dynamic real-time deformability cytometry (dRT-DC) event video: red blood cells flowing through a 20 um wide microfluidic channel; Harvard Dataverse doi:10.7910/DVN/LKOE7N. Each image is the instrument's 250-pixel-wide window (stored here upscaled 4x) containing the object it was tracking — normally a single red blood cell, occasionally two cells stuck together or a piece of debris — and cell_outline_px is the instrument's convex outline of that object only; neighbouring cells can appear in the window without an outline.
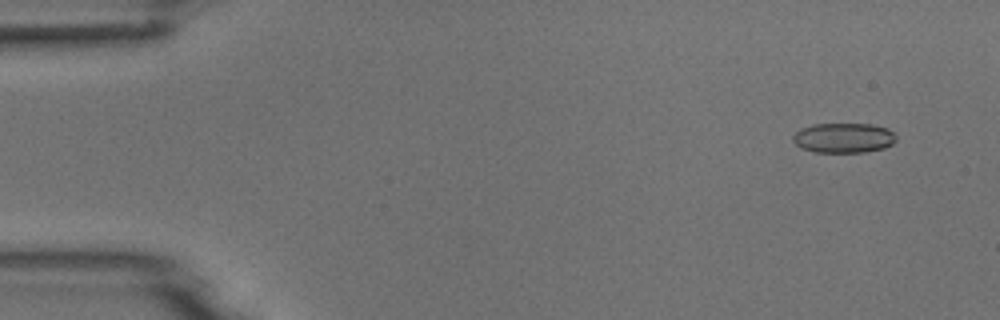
{"species": "common noctule bat (a hibernating species)", "species_latin": "Nyctalus noctula", "temperature_condition": "room temperature", "stored_images_in_passage": 6, "camera_frame_rate_fps": 3000, "um_per_image_px": 0.085, "animal": {"sex": "male", "body_mass_g": 18.8}, "frame": {"image": 1, "passage_image": 2, "time_ms": 0.333, "image_size_px": [1000, 320], "cell_outline_px": [[896, 140], [892, 144], [884, 148], [864, 152], [812, 152], [800, 148], [792, 140], [792, 136], [800, 128], [812, 124], [872, 124], [888, 128], [896, 136]], "centroid_in_image_um": [71.68, 11.72], "position_along_channel_um": 13.3, "area_um2": 18.15}}
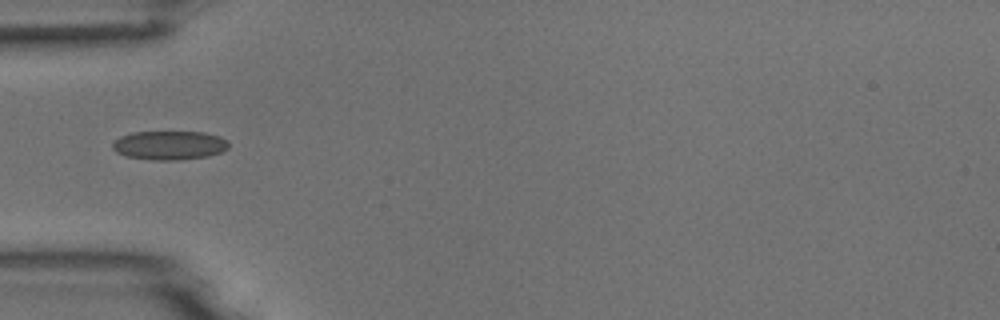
{"frame": {"image": 2, "passage_image": 5, "time_ms": 1.333, "image_size_px": [1000, 320], "cell_outline_px": [[228, 148], [220, 152], [208, 156], [180, 160], [156, 160], [128, 156], [116, 152], [112, 148], [112, 144], [120, 136], [132, 132], [204, 132], [220, 136], [228, 140]], "centroid_in_image_um": [14.42, 12.34], "position_along_channel_um": 70.6, "area_um2": 19.54}}